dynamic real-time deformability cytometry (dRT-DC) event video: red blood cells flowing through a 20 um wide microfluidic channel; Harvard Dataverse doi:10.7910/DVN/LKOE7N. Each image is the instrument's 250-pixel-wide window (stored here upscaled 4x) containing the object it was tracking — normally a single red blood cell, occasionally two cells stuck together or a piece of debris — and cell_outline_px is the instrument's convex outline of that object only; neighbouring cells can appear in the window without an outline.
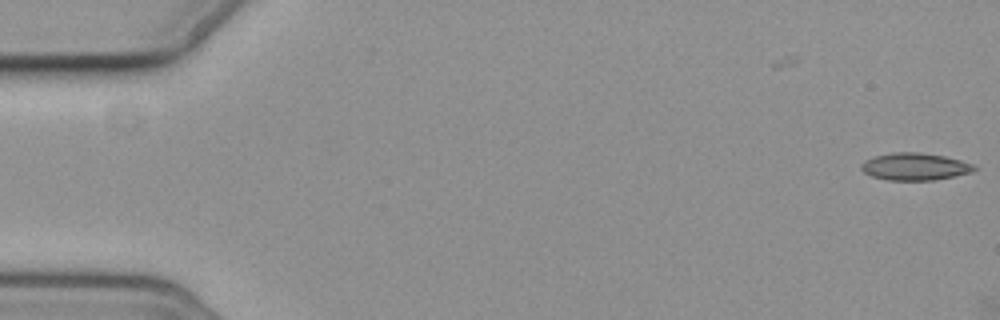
{"species": "common noctule bat (a hibernating species)", "species_latin": "Nyctalus noctula", "temperature_condition": "cold", "stored_images_in_passage": 3, "camera_frame_rate_fps": 3000, "um_per_image_px": 0.085, "animal": {"sex": "female", "body_mass_g": 19.3, "forearm_length_mm": 54.1}, "frame": {"image": 1, "passage_image": 1, "time_ms": 0.0, "image_size_px": [1000, 320], "cell_outline_px": [[976, 168], [972, 172], [932, 180], [888, 180], [872, 176], [864, 172], [860, 168], [860, 164], [864, 160], [872, 156], [892, 152], [920, 152], [944, 156], [960, 160], [972, 164]], "centroid_in_image_um": [77.7, 14.15], "position_along_channel_um": 7.3, "area_um2": 17.92}}